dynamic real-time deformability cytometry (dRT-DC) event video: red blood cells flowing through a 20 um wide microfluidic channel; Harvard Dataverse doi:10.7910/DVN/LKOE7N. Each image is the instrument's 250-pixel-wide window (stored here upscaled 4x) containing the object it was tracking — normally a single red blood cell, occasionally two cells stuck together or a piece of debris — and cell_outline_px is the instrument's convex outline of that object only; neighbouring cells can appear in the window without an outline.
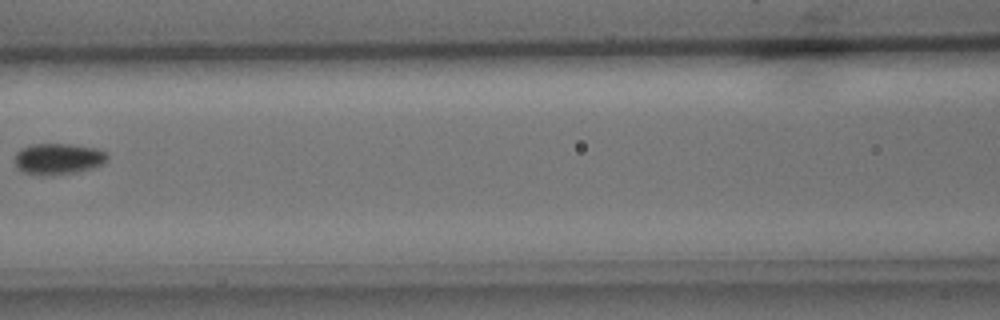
{"species": "common noctule bat (a hibernating species)", "species_latin": "Nyctalus noctula", "temperature_condition": "cold", "stored_images_in_passage": 3, "camera_frame_rate_fps": 3000, "um_per_image_px": 0.085, "animal": {"sex": "male", "body_mass_g": 15.6}, "frame": {"image": 1, "passage_image": 3, "time_ms": 3.0, "image_size_px": [1000, 320], "cell_outline_px": [[108, 156], [100, 164], [76, 172], [52, 176], [40, 176], [24, 172], [16, 168], [16, 152], [20, 148], [32, 144], [68, 144], [96, 148], [108, 152]], "centroid_in_image_um": [4.89, 13.5], "position_along_channel_um": 161.7, "area_um2": 16.76}}